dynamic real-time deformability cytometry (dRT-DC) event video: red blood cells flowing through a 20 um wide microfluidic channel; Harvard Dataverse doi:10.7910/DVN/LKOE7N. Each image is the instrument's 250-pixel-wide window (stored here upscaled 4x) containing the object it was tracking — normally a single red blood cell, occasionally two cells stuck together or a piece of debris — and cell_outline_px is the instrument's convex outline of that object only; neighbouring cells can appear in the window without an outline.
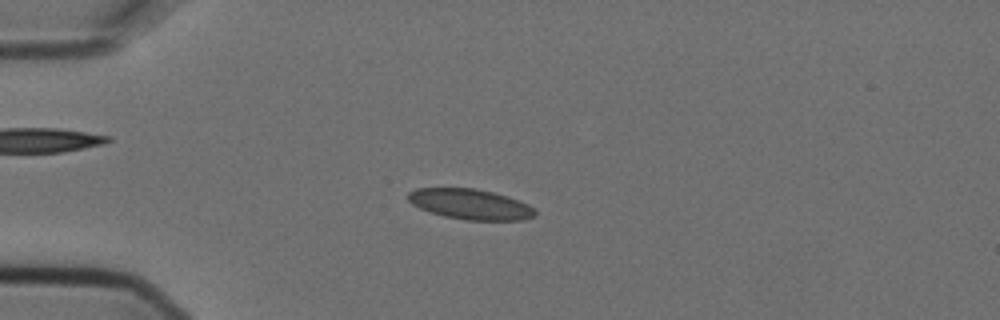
{"species": "Egyptian fruit bat (a non-hibernating species)", "species_latin": "Rousettus aegyptiacus", "temperature_condition": "cold", "stored_images_in_passage": 13, "camera_frame_rate_fps": 3000, "um_per_image_px": 0.085, "animal": {"sex": "female"}, "frame": {"image": 1, "passage_image": 3, "time_ms": 0.667, "image_size_px": [1000, 320], "cell_outline_px": [[536, 216], [524, 220], [464, 220], [444, 216], [428, 212], [412, 204], [408, 200], [408, 192], [416, 188], [476, 188], [508, 196], [528, 204], [536, 208]], "centroid_in_image_um": [39.99, 17.36], "position_along_channel_um": 45.0, "area_um2": 22.72}}
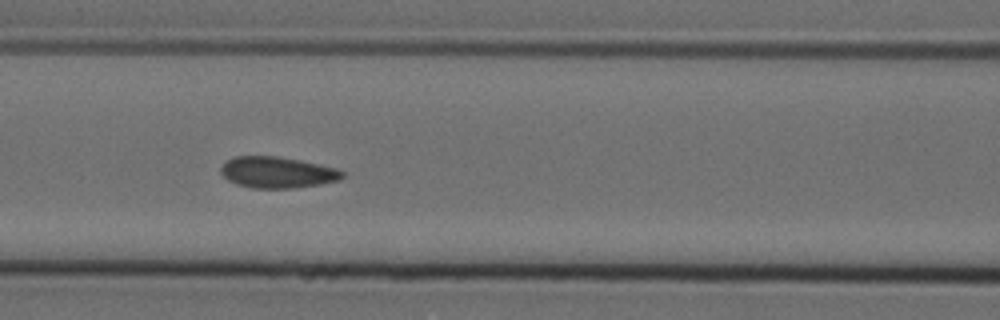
{"frame": {"image": 2, "passage_image": 6, "time_ms": 1.667, "image_size_px": [1000, 320], "cell_outline_px": [[344, 176], [340, 180], [320, 184], [292, 188], [252, 188], [236, 184], [228, 180], [220, 172], [220, 168], [232, 156], [276, 156], [300, 160], [336, 168], [344, 172]], "centroid_in_image_um": [23.56, 14.65], "position_along_channel_um": 143.0, "area_um2": 22.08}}
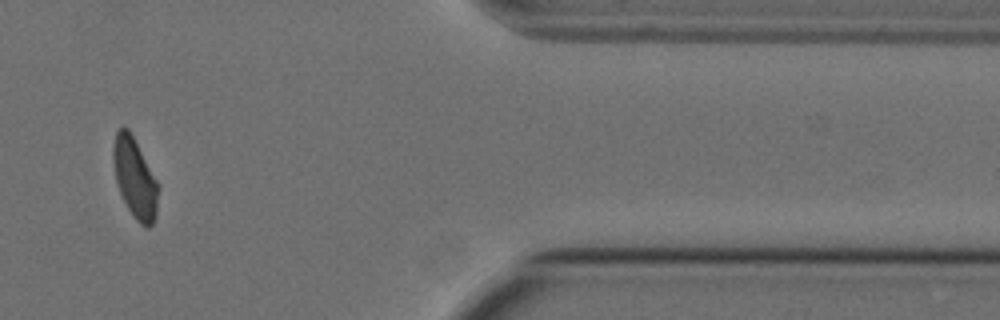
{"frame": {"image": 3, "passage_image": 12, "time_ms": 3.667, "image_size_px": [1000, 320], "cell_outline_px": [[160, 188], [156, 216], [152, 224], [148, 228], [144, 228], [136, 220], [128, 208], [120, 192], [116, 180], [112, 156], [112, 148], [116, 132], [120, 128], [128, 128], [156, 180]], "centroid_in_image_um": [11.47, 15.18], "position_along_channel_um": 399.9, "area_um2": 20.75}}